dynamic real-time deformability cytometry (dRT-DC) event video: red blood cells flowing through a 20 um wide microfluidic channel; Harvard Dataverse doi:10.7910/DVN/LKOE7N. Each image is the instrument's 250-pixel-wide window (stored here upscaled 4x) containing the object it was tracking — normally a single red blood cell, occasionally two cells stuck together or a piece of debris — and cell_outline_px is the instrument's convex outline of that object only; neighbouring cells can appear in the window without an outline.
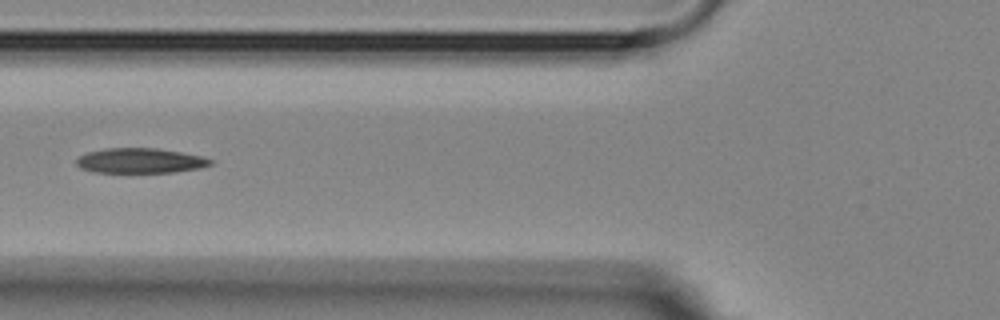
{"species": "Egyptian fruit bat (a non-hibernating species)", "species_latin": "Rousettus aegyptiacus", "temperature_condition": "room temperature", "stored_images_in_passage": 4, "camera_frame_rate_fps": 3000, "um_per_image_px": 0.085, "animal": {"sex": "female"}, "frame": {"image": 1, "passage_image": 4, "time_ms": 4.667, "image_size_px": [1000, 320], "cell_outline_px": [[212, 164], [200, 168], [172, 172], [92, 172], [80, 168], [76, 164], [76, 160], [80, 156], [88, 152], [104, 148], [156, 148], [180, 152], [200, 156], [212, 160]], "centroid_in_image_um": [11.88, 13.66], "position_along_channel_um": 113.9, "area_um2": 19.36}}